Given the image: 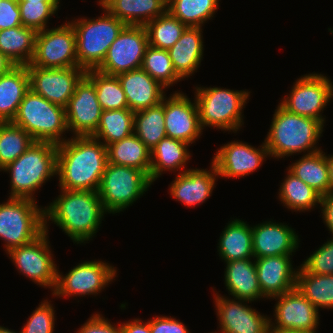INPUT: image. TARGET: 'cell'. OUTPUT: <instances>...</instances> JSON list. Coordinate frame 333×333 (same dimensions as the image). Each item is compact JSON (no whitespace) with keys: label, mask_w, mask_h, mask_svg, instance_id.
I'll use <instances>...</instances> for the list:
<instances>
[{"label":"cell","mask_w":333,"mask_h":333,"mask_svg":"<svg viewBox=\"0 0 333 333\" xmlns=\"http://www.w3.org/2000/svg\"><path fill=\"white\" fill-rule=\"evenodd\" d=\"M166 97H164V120L167 137L189 145L195 143L203 134L195 98L193 102L180 91Z\"/></svg>","instance_id":"19"},{"label":"cell","mask_w":333,"mask_h":333,"mask_svg":"<svg viewBox=\"0 0 333 333\" xmlns=\"http://www.w3.org/2000/svg\"><path fill=\"white\" fill-rule=\"evenodd\" d=\"M141 68L166 89L182 81L173 68L168 50L148 45Z\"/></svg>","instance_id":"42"},{"label":"cell","mask_w":333,"mask_h":333,"mask_svg":"<svg viewBox=\"0 0 333 333\" xmlns=\"http://www.w3.org/2000/svg\"><path fill=\"white\" fill-rule=\"evenodd\" d=\"M214 304L221 333H268L270 317L248 306L251 301L230 299L215 291ZM246 302V303H245ZM218 332V333H219Z\"/></svg>","instance_id":"16"},{"label":"cell","mask_w":333,"mask_h":333,"mask_svg":"<svg viewBox=\"0 0 333 333\" xmlns=\"http://www.w3.org/2000/svg\"><path fill=\"white\" fill-rule=\"evenodd\" d=\"M194 95L202 130L214 127L224 132L236 133L243 126L242 109L250 97L248 90L196 86Z\"/></svg>","instance_id":"5"},{"label":"cell","mask_w":333,"mask_h":333,"mask_svg":"<svg viewBox=\"0 0 333 333\" xmlns=\"http://www.w3.org/2000/svg\"><path fill=\"white\" fill-rule=\"evenodd\" d=\"M16 65L7 56L0 52V75L11 71Z\"/></svg>","instance_id":"51"},{"label":"cell","mask_w":333,"mask_h":333,"mask_svg":"<svg viewBox=\"0 0 333 333\" xmlns=\"http://www.w3.org/2000/svg\"><path fill=\"white\" fill-rule=\"evenodd\" d=\"M189 146V144L173 138L165 137L161 139L150 150V181L153 183L165 171L176 172L180 170L178 173L186 171L185 166L191 157V153L188 150Z\"/></svg>","instance_id":"28"},{"label":"cell","mask_w":333,"mask_h":333,"mask_svg":"<svg viewBox=\"0 0 333 333\" xmlns=\"http://www.w3.org/2000/svg\"><path fill=\"white\" fill-rule=\"evenodd\" d=\"M65 22L36 33L34 55L27 66L51 69L78 66L75 31L69 22Z\"/></svg>","instance_id":"12"},{"label":"cell","mask_w":333,"mask_h":333,"mask_svg":"<svg viewBox=\"0 0 333 333\" xmlns=\"http://www.w3.org/2000/svg\"><path fill=\"white\" fill-rule=\"evenodd\" d=\"M151 184L142 170L108 163L98 195L107 213H120L143 196Z\"/></svg>","instance_id":"9"},{"label":"cell","mask_w":333,"mask_h":333,"mask_svg":"<svg viewBox=\"0 0 333 333\" xmlns=\"http://www.w3.org/2000/svg\"><path fill=\"white\" fill-rule=\"evenodd\" d=\"M66 109L68 131L74 136H92L100 123L102 108L94 83L84 75L76 84Z\"/></svg>","instance_id":"18"},{"label":"cell","mask_w":333,"mask_h":333,"mask_svg":"<svg viewBox=\"0 0 333 333\" xmlns=\"http://www.w3.org/2000/svg\"><path fill=\"white\" fill-rule=\"evenodd\" d=\"M148 46L144 26L126 25L109 47L103 62L96 70L107 75H118L142 67Z\"/></svg>","instance_id":"14"},{"label":"cell","mask_w":333,"mask_h":333,"mask_svg":"<svg viewBox=\"0 0 333 333\" xmlns=\"http://www.w3.org/2000/svg\"><path fill=\"white\" fill-rule=\"evenodd\" d=\"M102 16L93 19L73 18L68 21L76 35L78 67L85 71L96 69L104 60L107 51L126 24L111 15L105 8Z\"/></svg>","instance_id":"6"},{"label":"cell","mask_w":333,"mask_h":333,"mask_svg":"<svg viewBox=\"0 0 333 333\" xmlns=\"http://www.w3.org/2000/svg\"><path fill=\"white\" fill-rule=\"evenodd\" d=\"M107 164V147L92 136H71L57 144L60 189L98 192Z\"/></svg>","instance_id":"1"},{"label":"cell","mask_w":333,"mask_h":333,"mask_svg":"<svg viewBox=\"0 0 333 333\" xmlns=\"http://www.w3.org/2000/svg\"><path fill=\"white\" fill-rule=\"evenodd\" d=\"M60 2L18 1L22 26L33 28L36 32L45 30L48 21L59 9Z\"/></svg>","instance_id":"43"},{"label":"cell","mask_w":333,"mask_h":333,"mask_svg":"<svg viewBox=\"0 0 333 333\" xmlns=\"http://www.w3.org/2000/svg\"><path fill=\"white\" fill-rule=\"evenodd\" d=\"M226 263L224 284L229 295L235 299L256 301L266 297L262 294L253 258L233 260Z\"/></svg>","instance_id":"27"},{"label":"cell","mask_w":333,"mask_h":333,"mask_svg":"<svg viewBox=\"0 0 333 333\" xmlns=\"http://www.w3.org/2000/svg\"><path fill=\"white\" fill-rule=\"evenodd\" d=\"M12 123L23 128L34 141L65 142L63 134L68 133L66 109L53 104L31 89L19 104ZM67 131V132H66Z\"/></svg>","instance_id":"7"},{"label":"cell","mask_w":333,"mask_h":333,"mask_svg":"<svg viewBox=\"0 0 333 333\" xmlns=\"http://www.w3.org/2000/svg\"><path fill=\"white\" fill-rule=\"evenodd\" d=\"M108 163L133 167L150 175V149L133 133L107 146Z\"/></svg>","instance_id":"32"},{"label":"cell","mask_w":333,"mask_h":333,"mask_svg":"<svg viewBox=\"0 0 333 333\" xmlns=\"http://www.w3.org/2000/svg\"><path fill=\"white\" fill-rule=\"evenodd\" d=\"M274 318H270L269 329H293L317 333L319 325L318 309L304 297L298 289L274 296Z\"/></svg>","instance_id":"17"},{"label":"cell","mask_w":333,"mask_h":333,"mask_svg":"<svg viewBox=\"0 0 333 333\" xmlns=\"http://www.w3.org/2000/svg\"><path fill=\"white\" fill-rule=\"evenodd\" d=\"M225 226L217 246L220 258L224 262L254 258L252 227L237 218Z\"/></svg>","instance_id":"31"},{"label":"cell","mask_w":333,"mask_h":333,"mask_svg":"<svg viewBox=\"0 0 333 333\" xmlns=\"http://www.w3.org/2000/svg\"><path fill=\"white\" fill-rule=\"evenodd\" d=\"M18 1H30V2H60V0H18Z\"/></svg>","instance_id":"54"},{"label":"cell","mask_w":333,"mask_h":333,"mask_svg":"<svg viewBox=\"0 0 333 333\" xmlns=\"http://www.w3.org/2000/svg\"><path fill=\"white\" fill-rule=\"evenodd\" d=\"M299 242L295 230L285 223L270 220L252 226L254 259L292 255L298 249Z\"/></svg>","instance_id":"21"},{"label":"cell","mask_w":333,"mask_h":333,"mask_svg":"<svg viewBox=\"0 0 333 333\" xmlns=\"http://www.w3.org/2000/svg\"><path fill=\"white\" fill-rule=\"evenodd\" d=\"M30 90L27 66H15L6 74L0 75V120L12 122L19 104Z\"/></svg>","instance_id":"30"},{"label":"cell","mask_w":333,"mask_h":333,"mask_svg":"<svg viewBox=\"0 0 333 333\" xmlns=\"http://www.w3.org/2000/svg\"><path fill=\"white\" fill-rule=\"evenodd\" d=\"M144 27L147 32L148 45L164 50H169L187 28L168 11L149 21Z\"/></svg>","instance_id":"40"},{"label":"cell","mask_w":333,"mask_h":333,"mask_svg":"<svg viewBox=\"0 0 333 333\" xmlns=\"http://www.w3.org/2000/svg\"><path fill=\"white\" fill-rule=\"evenodd\" d=\"M116 76L126 95L128 109L133 112L156 106L166 96L164 91L166 88L142 68L123 72Z\"/></svg>","instance_id":"24"},{"label":"cell","mask_w":333,"mask_h":333,"mask_svg":"<svg viewBox=\"0 0 333 333\" xmlns=\"http://www.w3.org/2000/svg\"><path fill=\"white\" fill-rule=\"evenodd\" d=\"M268 333H309L301 330H293V329H269Z\"/></svg>","instance_id":"52"},{"label":"cell","mask_w":333,"mask_h":333,"mask_svg":"<svg viewBox=\"0 0 333 333\" xmlns=\"http://www.w3.org/2000/svg\"><path fill=\"white\" fill-rule=\"evenodd\" d=\"M44 230V208L36 200L9 197L0 203V239L6 253L30 243Z\"/></svg>","instance_id":"8"},{"label":"cell","mask_w":333,"mask_h":333,"mask_svg":"<svg viewBox=\"0 0 333 333\" xmlns=\"http://www.w3.org/2000/svg\"><path fill=\"white\" fill-rule=\"evenodd\" d=\"M332 162V171H333V155L330 156Z\"/></svg>","instance_id":"56"},{"label":"cell","mask_w":333,"mask_h":333,"mask_svg":"<svg viewBox=\"0 0 333 333\" xmlns=\"http://www.w3.org/2000/svg\"><path fill=\"white\" fill-rule=\"evenodd\" d=\"M258 148L243 141H231L220 146L214 154L212 162L215 164L220 177H246L262 166L265 158L270 157L264 142Z\"/></svg>","instance_id":"20"},{"label":"cell","mask_w":333,"mask_h":333,"mask_svg":"<svg viewBox=\"0 0 333 333\" xmlns=\"http://www.w3.org/2000/svg\"><path fill=\"white\" fill-rule=\"evenodd\" d=\"M289 92L279 103L284 109L319 120L324 125L326 121L322 116L323 110L333 99L331 79L321 73L305 74L295 80Z\"/></svg>","instance_id":"10"},{"label":"cell","mask_w":333,"mask_h":333,"mask_svg":"<svg viewBox=\"0 0 333 333\" xmlns=\"http://www.w3.org/2000/svg\"><path fill=\"white\" fill-rule=\"evenodd\" d=\"M134 134L151 150L167 137L164 120V98L156 106L134 112Z\"/></svg>","instance_id":"37"},{"label":"cell","mask_w":333,"mask_h":333,"mask_svg":"<svg viewBox=\"0 0 333 333\" xmlns=\"http://www.w3.org/2000/svg\"><path fill=\"white\" fill-rule=\"evenodd\" d=\"M320 209L322 220L333 236V192L321 197Z\"/></svg>","instance_id":"49"},{"label":"cell","mask_w":333,"mask_h":333,"mask_svg":"<svg viewBox=\"0 0 333 333\" xmlns=\"http://www.w3.org/2000/svg\"><path fill=\"white\" fill-rule=\"evenodd\" d=\"M324 243L300 265L306 272L317 275L333 274V237Z\"/></svg>","instance_id":"45"},{"label":"cell","mask_w":333,"mask_h":333,"mask_svg":"<svg viewBox=\"0 0 333 333\" xmlns=\"http://www.w3.org/2000/svg\"><path fill=\"white\" fill-rule=\"evenodd\" d=\"M291 256L278 255L254 259L260 288L267 299L295 288L299 266L293 268Z\"/></svg>","instance_id":"23"},{"label":"cell","mask_w":333,"mask_h":333,"mask_svg":"<svg viewBox=\"0 0 333 333\" xmlns=\"http://www.w3.org/2000/svg\"><path fill=\"white\" fill-rule=\"evenodd\" d=\"M134 133V112L128 108L102 110L100 123L92 137L106 147Z\"/></svg>","instance_id":"35"},{"label":"cell","mask_w":333,"mask_h":333,"mask_svg":"<svg viewBox=\"0 0 333 333\" xmlns=\"http://www.w3.org/2000/svg\"><path fill=\"white\" fill-rule=\"evenodd\" d=\"M202 27H187L180 39L168 50L173 68L184 80L197 72L204 53Z\"/></svg>","instance_id":"26"},{"label":"cell","mask_w":333,"mask_h":333,"mask_svg":"<svg viewBox=\"0 0 333 333\" xmlns=\"http://www.w3.org/2000/svg\"><path fill=\"white\" fill-rule=\"evenodd\" d=\"M278 197L292 212H306L318 206L322 196L287 169V176L280 185Z\"/></svg>","instance_id":"34"},{"label":"cell","mask_w":333,"mask_h":333,"mask_svg":"<svg viewBox=\"0 0 333 333\" xmlns=\"http://www.w3.org/2000/svg\"><path fill=\"white\" fill-rule=\"evenodd\" d=\"M295 287L318 311L333 309V274L317 275L299 266Z\"/></svg>","instance_id":"36"},{"label":"cell","mask_w":333,"mask_h":333,"mask_svg":"<svg viewBox=\"0 0 333 333\" xmlns=\"http://www.w3.org/2000/svg\"><path fill=\"white\" fill-rule=\"evenodd\" d=\"M43 300L41 304L32 312L27 322L22 327L20 333H54L55 308L49 301Z\"/></svg>","instance_id":"44"},{"label":"cell","mask_w":333,"mask_h":333,"mask_svg":"<svg viewBox=\"0 0 333 333\" xmlns=\"http://www.w3.org/2000/svg\"><path fill=\"white\" fill-rule=\"evenodd\" d=\"M111 323L103 315L95 313L90 316L76 333H122L120 323L118 325Z\"/></svg>","instance_id":"46"},{"label":"cell","mask_w":333,"mask_h":333,"mask_svg":"<svg viewBox=\"0 0 333 333\" xmlns=\"http://www.w3.org/2000/svg\"><path fill=\"white\" fill-rule=\"evenodd\" d=\"M60 190V195L49 206L43 207L44 229H48V222L52 221L74 244L88 243L93 240L104 214H107L98 192Z\"/></svg>","instance_id":"2"},{"label":"cell","mask_w":333,"mask_h":333,"mask_svg":"<svg viewBox=\"0 0 333 333\" xmlns=\"http://www.w3.org/2000/svg\"><path fill=\"white\" fill-rule=\"evenodd\" d=\"M85 75L94 83L102 110L128 108L126 95L117 76L107 75L96 69L87 70Z\"/></svg>","instance_id":"39"},{"label":"cell","mask_w":333,"mask_h":333,"mask_svg":"<svg viewBox=\"0 0 333 333\" xmlns=\"http://www.w3.org/2000/svg\"><path fill=\"white\" fill-rule=\"evenodd\" d=\"M30 89L58 106L66 108L76 84L85 75L81 67L41 68L27 66Z\"/></svg>","instance_id":"15"},{"label":"cell","mask_w":333,"mask_h":333,"mask_svg":"<svg viewBox=\"0 0 333 333\" xmlns=\"http://www.w3.org/2000/svg\"><path fill=\"white\" fill-rule=\"evenodd\" d=\"M151 333H191L180 320L169 316H155L149 320Z\"/></svg>","instance_id":"48"},{"label":"cell","mask_w":333,"mask_h":333,"mask_svg":"<svg viewBox=\"0 0 333 333\" xmlns=\"http://www.w3.org/2000/svg\"><path fill=\"white\" fill-rule=\"evenodd\" d=\"M117 276L116 267L100 260L78 263L67 274L57 270V281L52 292L55 297H83L98 295Z\"/></svg>","instance_id":"13"},{"label":"cell","mask_w":333,"mask_h":333,"mask_svg":"<svg viewBox=\"0 0 333 333\" xmlns=\"http://www.w3.org/2000/svg\"><path fill=\"white\" fill-rule=\"evenodd\" d=\"M57 145L52 142L34 141L3 172H9L10 196L35 200L38 191L51 177L56 176Z\"/></svg>","instance_id":"4"},{"label":"cell","mask_w":333,"mask_h":333,"mask_svg":"<svg viewBox=\"0 0 333 333\" xmlns=\"http://www.w3.org/2000/svg\"><path fill=\"white\" fill-rule=\"evenodd\" d=\"M122 333H151L149 321L144 322L139 318L121 323Z\"/></svg>","instance_id":"50"},{"label":"cell","mask_w":333,"mask_h":333,"mask_svg":"<svg viewBox=\"0 0 333 333\" xmlns=\"http://www.w3.org/2000/svg\"><path fill=\"white\" fill-rule=\"evenodd\" d=\"M271 121L264 140L271 158L279 160L301 152L305 155L321 150L316 145L324 131L319 120L291 113L278 104Z\"/></svg>","instance_id":"3"},{"label":"cell","mask_w":333,"mask_h":333,"mask_svg":"<svg viewBox=\"0 0 333 333\" xmlns=\"http://www.w3.org/2000/svg\"><path fill=\"white\" fill-rule=\"evenodd\" d=\"M36 31L25 26L0 30V52L16 66H27L34 55Z\"/></svg>","instance_id":"33"},{"label":"cell","mask_w":333,"mask_h":333,"mask_svg":"<svg viewBox=\"0 0 333 333\" xmlns=\"http://www.w3.org/2000/svg\"><path fill=\"white\" fill-rule=\"evenodd\" d=\"M210 167L209 170L191 168L178 173L170 185V196L187 207L203 204L212 195L219 177L213 162Z\"/></svg>","instance_id":"22"},{"label":"cell","mask_w":333,"mask_h":333,"mask_svg":"<svg viewBox=\"0 0 333 333\" xmlns=\"http://www.w3.org/2000/svg\"><path fill=\"white\" fill-rule=\"evenodd\" d=\"M48 229L30 243L12 248L6 254L22 275L53 292L59 269L53 259Z\"/></svg>","instance_id":"11"},{"label":"cell","mask_w":333,"mask_h":333,"mask_svg":"<svg viewBox=\"0 0 333 333\" xmlns=\"http://www.w3.org/2000/svg\"><path fill=\"white\" fill-rule=\"evenodd\" d=\"M287 169L321 196L333 192L332 162L323 150L303 154Z\"/></svg>","instance_id":"25"},{"label":"cell","mask_w":333,"mask_h":333,"mask_svg":"<svg viewBox=\"0 0 333 333\" xmlns=\"http://www.w3.org/2000/svg\"><path fill=\"white\" fill-rule=\"evenodd\" d=\"M33 142L23 128L12 122L0 123V171L22 155Z\"/></svg>","instance_id":"41"},{"label":"cell","mask_w":333,"mask_h":333,"mask_svg":"<svg viewBox=\"0 0 333 333\" xmlns=\"http://www.w3.org/2000/svg\"><path fill=\"white\" fill-rule=\"evenodd\" d=\"M102 7L126 25L145 26L167 11V0H108Z\"/></svg>","instance_id":"29"},{"label":"cell","mask_w":333,"mask_h":333,"mask_svg":"<svg viewBox=\"0 0 333 333\" xmlns=\"http://www.w3.org/2000/svg\"><path fill=\"white\" fill-rule=\"evenodd\" d=\"M0 333H17V332L0 325ZM18 333H20V331Z\"/></svg>","instance_id":"53"},{"label":"cell","mask_w":333,"mask_h":333,"mask_svg":"<svg viewBox=\"0 0 333 333\" xmlns=\"http://www.w3.org/2000/svg\"><path fill=\"white\" fill-rule=\"evenodd\" d=\"M18 0L0 1V30L21 26Z\"/></svg>","instance_id":"47"},{"label":"cell","mask_w":333,"mask_h":333,"mask_svg":"<svg viewBox=\"0 0 333 333\" xmlns=\"http://www.w3.org/2000/svg\"><path fill=\"white\" fill-rule=\"evenodd\" d=\"M107 1H108V0H99V1H97V2H99V3H98L99 6L102 7Z\"/></svg>","instance_id":"55"},{"label":"cell","mask_w":333,"mask_h":333,"mask_svg":"<svg viewBox=\"0 0 333 333\" xmlns=\"http://www.w3.org/2000/svg\"><path fill=\"white\" fill-rule=\"evenodd\" d=\"M220 0H167V11L187 27H202L214 17Z\"/></svg>","instance_id":"38"}]
</instances>
